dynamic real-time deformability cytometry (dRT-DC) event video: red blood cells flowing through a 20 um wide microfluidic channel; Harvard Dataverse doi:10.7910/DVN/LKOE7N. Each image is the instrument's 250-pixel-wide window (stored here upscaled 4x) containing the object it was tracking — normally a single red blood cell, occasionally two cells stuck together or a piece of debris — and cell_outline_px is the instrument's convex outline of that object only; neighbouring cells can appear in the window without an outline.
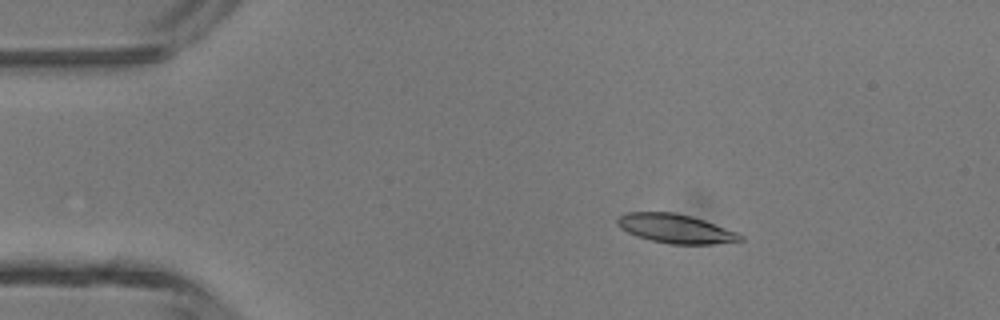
{"species": "common noctule bat (a hibernating species)", "species_latin": "Nyctalus noctula", "temperature_condition": "room temperature", "stored_images_in_passage": 6, "camera_frame_rate_fps": 3000, "um_per_image_px": 0.085, "animal": {"sex": "male", "body_mass_g": 13.3}, "frame": {"image": 1, "passage_image": 3, "time_ms": 0.667, "image_size_px": [1000, 320], "cell_outline_px": [[744, 240], [712, 244], [668, 244], [636, 236], [620, 228], [616, 224], [616, 216], [628, 212], [672, 212], [692, 216], [704, 220], [736, 232], [744, 236]], "centroid_in_image_um": [57.38, 19.43], "position_along_channel_um": 27.6, "area_um2": 20.81}}
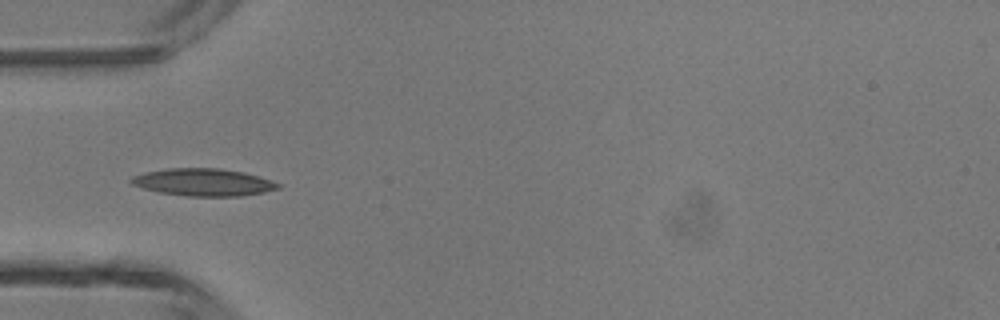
{"frame": {"image": 2, "passage_image": 5, "time_ms": 1.333, "image_size_px": [1000, 320], "cell_outline_px": [[284, 184], [280, 188], [264, 192], [240, 196], [188, 196], [160, 192], [140, 188], [132, 184], [128, 180], [132, 176], [144, 172], [168, 168], [220, 168], [244, 172], [272, 180]], "centroid_in_image_um": [17.3, 15.48], "position_along_channel_um": 67.7, "area_um2": 23.64}}
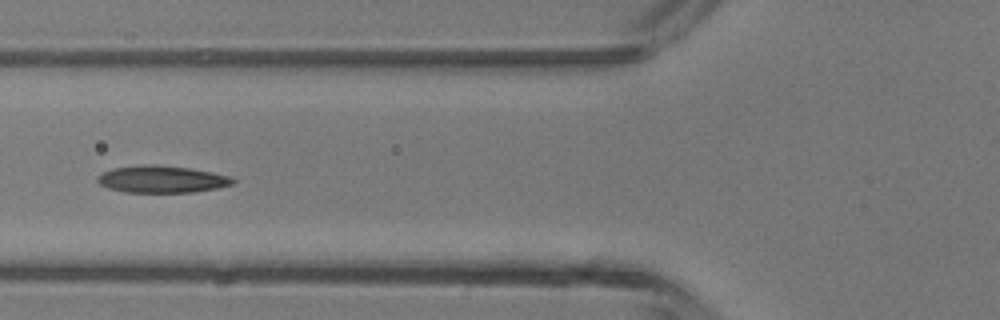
{"frame": {"image": 3, "passage_image": 6, "time_ms": 1.667, "image_size_px": [1000, 320], "cell_outline_px": [[236, 180], [232, 184], [216, 188], [192, 192], [124, 192], [108, 188], [100, 184], [96, 180], [96, 176], [100, 172], [112, 168], [144, 164], [156, 164], [188, 168], [212, 172], [228, 176]], "centroid_in_image_um": [13.68, 15.22], "position_along_channel_um": 112.1, "area_um2": 21.39}}